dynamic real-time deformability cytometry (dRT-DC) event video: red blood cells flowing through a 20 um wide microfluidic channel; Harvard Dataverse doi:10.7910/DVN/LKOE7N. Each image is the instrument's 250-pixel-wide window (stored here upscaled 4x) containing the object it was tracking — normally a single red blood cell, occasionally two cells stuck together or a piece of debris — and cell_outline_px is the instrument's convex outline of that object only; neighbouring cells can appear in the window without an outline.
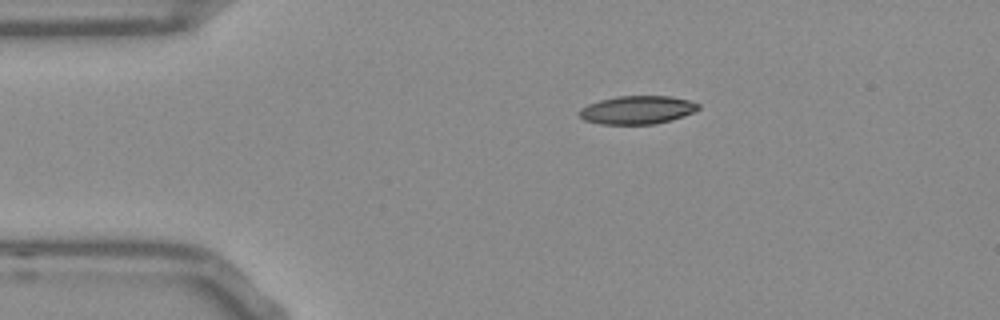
{"species": "Egyptian fruit bat (a non-hibernating species)", "species_latin": "Rousettus aegyptiacus", "temperature_condition": "room temperature", "stored_images_in_passage": 8, "camera_frame_rate_fps": 3000, "um_per_image_px": 0.085, "frame": {"image": 1, "passage_image": 1, "time_ms": 0.0, "image_size_px": [1000, 320], "cell_outline_px": [[700, 108], [692, 112], [672, 120], [656, 124], [600, 124], [584, 120], [576, 112], [580, 108], [588, 104], [600, 100], [616, 96], [672, 96], [688, 100], [700, 104]], "centroid_in_image_um": [54.14, 9.34], "position_along_channel_um": 30.9, "area_um2": 19.71}}